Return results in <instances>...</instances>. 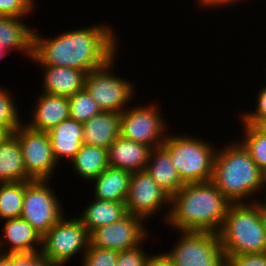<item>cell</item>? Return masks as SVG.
I'll return each instance as SVG.
<instances>
[{
	"mask_svg": "<svg viewBox=\"0 0 266 266\" xmlns=\"http://www.w3.org/2000/svg\"><path fill=\"white\" fill-rule=\"evenodd\" d=\"M100 23L45 38L34 30L32 62L75 68L89 73L117 55L118 36L112 26ZM114 31V32H113Z\"/></svg>",
	"mask_w": 266,
	"mask_h": 266,
	"instance_id": "6da1fadb",
	"label": "cell"
},
{
	"mask_svg": "<svg viewBox=\"0 0 266 266\" xmlns=\"http://www.w3.org/2000/svg\"><path fill=\"white\" fill-rule=\"evenodd\" d=\"M231 204L212 181L186 183L170 197L165 223L177 231L218 233Z\"/></svg>",
	"mask_w": 266,
	"mask_h": 266,
	"instance_id": "7a4b0ae2",
	"label": "cell"
},
{
	"mask_svg": "<svg viewBox=\"0 0 266 266\" xmlns=\"http://www.w3.org/2000/svg\"><path fill=\"white\" fill-rule=\"evenodd\" d=\"M211 181L232 204L261 200L255 196L263 191L262 170L239 139L217 148Z\"/></svg>",
	"mask_w": 266,
	"mask_h": 266,
	"instance_id": "3957f363",
	"label": "cell"
},
{
	"mask_svg": "<svg viewBox=\"0 0 266 266\" xmlns=\"http://www.w3.org/2000/svg\"><path fill=\"white\" fill-rule=\"evenodd\" d=\"M225 258L266 252V213L260 201L231 204L218 232Z\"/></svg>",
	"mask_w": 266,
	"mask_h": 266,
	"instance_id": "277c9868",
	"label": "cell"
},
{
	"mask_svg": "<svg viewBox=\"0 0 266 266\" xmlns=\"http://www.w3.org/2000/svg\"><path fill=\"white\" fill-rule=\"evenodd\" d=\"M187 135L168 133L162 146L170 153L185 184L211 181L217 148L201 138Z\"/></svg>",
	"mask_w": 266,
	"mask_h": 266,
	"instance_id": "5b68a950",
	"label": "cell"
},
{
	"mask_svg": "<svg viewBox=\"0 0 266 266\" xmlns=\"http://www.w3.org/2000/svg\"><path fill=\"white\" fill-rule=\"evenodd\" d=\"M66 218L63 216L41 238L40 252L52 266H66L79 252L83 256L90 244V234L80 219Z\"/></svg>",
	"mask_w": 266,
	"mask_h": 266,
	"instance_id": "8992f818",
	"label": "cell"
},
{
	"mask_svg": "<svg viewBox=\"0 0 266 266\" xmlns=\"http://www.w3.org/2000/svg\"><path fill=\"white\" fill-rule=\"evenodd\" d=\"M117 57L105 66L87 73L85 79V89L105 112L122 113L130 105L128 102L136 96L134 84L112 72Z\"/></svg>",
	"mask_w": 266,
	"mask_h": 266,
	"instance_id": "52a82bcc",
	"label": "cell"
},
{
	"mask_svg": "<svg viewBox=\"0 0 266 266\" xmlns=\"http://www.w3.org/2000/svg\"><path fill=\"white\" fill-rule=\"evenodd\" d=\"M179 239L165 253L176 266H221L224 256L218 233L208 231H177Z\"/></svg>",
	"mask_w": 266,
	"mask_h": 266,
	"instance_id": "ba28073f",
	"label": "cell"
},
{
	"mask_svg": "<svg viewBox=\"0 0 266 266\" xmlns=\"http://www.w3.org/2000/svg\"><path fill=\"white\" fill-rule=\"evenodd\" d=\"M140 105L128 107L121 113L120 135L151 149L162 146L166 133L170 132H166L169 124L159 110L161 108L153 103Z\"/></svg>",
	"mask_w": 266,
	"mask_h": 266,
	"instance_id": "9c48e42d",
	"label": "cell"
},
{
	"mask_svg": "<svg viewBox=\"0 0 266 266\" xmlns=\"http://www.w3.org/2000/svg\"><path fill=\"white\" fill-rule=\"evenodd\" d=\"M48 180H31L25 187L20 218L28 221L42 237L63 216V206Z\"/></svg>",
	"mask_w": 266,
	"mask_h": 266,
	"instance_id": "30bf717a",
	"label": "cell"
},
{
	"mask_svg": "<svg viewBox=\"0 0 266 266\" xmlns=\"http://www.w3.org/2000/svg\"><path fill=\"white\" fill-rule=\"evenodd\" d=\"M14 134L20 142L26 174L32 180H50L59 164L48 133L32 130L23 123Z\"/></svg>",
	"mask_w": 266,
	"mask_h": 266,
	"instance_id": "8fae6325",
	"label": "cell"
},
{
	"mask_svg": "<svg viewBox=\"0 0 266 266\" xmlns=\"http://www.w3.org/2000/svg\"><path fill=\"white\" fill-rule=\"evenodd\" d=\"M127 213L145 221L165 209V221L170 209V196L156 183L146 170L132 172L126 198ZM165 206V207H164Z\"/></svg>",
	"mask_w": 266,
	"mask_h": 266,
	"instance_id": "7c38bea8",
	"label": "cell"
},
{
	"mask_svg": "<svg viewBox=\"0 0 266 266\" xmlns=\"http://www.w3.org/2000/svg\"><path fill=\"white\" fill-rule=\"evenodd\" d=\"M146 222L139 216L127 213L114 223L97 228L90 233V245L98 248L124 251L150 239ZM147 238V239H146Z\"/></svg>",
	"mask_w": 266,
	"mask_h": 266,
	"instance_id": "4fadbf2b",
	"label": "cell"
},
{
	"mask_svg": "<svg viewBox=\"0 0 266 266\" xmlns=\"http://www.w3.org/2000/svg\"><path fill=\"white\" fill-rule=\"evenodd\" d=\"M37 98V105H33L34 110L31 111L32 118L25 123L28 128L48 132L70 117L68 97L43 92Z\"/></svg>",
	"mask_w": 266,
	"mask_h": 266,
	"instance_id": "5bb4252c",
	"label": "cell"
},
{
	"mask_svg": "<svg viewBox=\"0 0 266 266\" xmlns=\"http://www.w3.org/2000/svg\"><path fill=\"white\" fill-rule=\"evenodd\" d=\"M2 236L0 237V248L7 245L6 254L32 253L41 251V236L34 230L32 225L22 219L15 218L4 220ZM6 243H5V242Z\"/></svg>",
	"mask_w": 266,
	"mask_h": 266,
	"instance_id": "9a60e30c",
	"label": "cell"
},
{
	"mask_svg": "<svg viewBox=\"0 0 266 266\" xmlns=\"http://www.w3.org/2000/svg\"><path fill=\"white\" fill-rule=\"evenodd\" d=\"M37 66L44 68V73L42 75V92L70 97L76 92L85 89V79L87 75L85 71L58 66Z\"/></svg>",
	"mask_w": 266,
	"mask_h": 266,
	"instance_id": "2e32d148",
	"label": "cell"
},
{
	"mask_svg": "<svg viewBox=\"0 0 266 266\" xmlns=\"http://www.w3.org/2000/svg\"><path fill=\"white\" fill-rule=\"evenodd\" d=\"M150 152V147L120 135L108 148L109 167L130 172L145 170Z\"/></svg>",
	"mask_w": 266,
	"mask_h": 266,
	"instance_id": "e0dca14e",
	"label": "cell"
},
{
	"mask_svg": "<svg viewBox=\"0 0 266 266\" xmlns=\"http://www.w3.org/2000/svg\"><path fill=\"white\" fill-rule=\"evenodd\" d=\"M47 133L57 163L61 158L71 161L83 145V123L70 117Z\"/></svg>",
	"mask_w": 266,
	"mask_h": 266,
	"instance_id": "ac0fdd59",
	"label": "cell"
},
{
	"mask_svg": "<svg viewBox=\"0 0 266 266\" xmlns=\"http://www.w3.org/2000/svg\"><path fill=\"white\" fill-rule=\"evenodd\" d=\"M121 113L105 112L83 123V143L107 149L120 136Z\"/></svg>",
	"mask_w": 266,
	"mask_h": 266,
	"instance_id": "d6986e66",
	"label": "cell"
},
{
	"mask_svg": "<svg viewBox=\"0 0 266 266\" xmlns=\"http://www.w3.org/2000/svg\"><path fill=\"white\" fill-rule=\"evenodd\" d=\"M23 21V18L0 15V44L8 53L19 50L28 59H31L33 57L34 30Z\"/></svg>",
	"mask_w": 266,
	"mask_h": 266,
	"instance_id": "ffe728a7",
	"label": "cell"
},
{
	"mask_svg": "<svg viewBox=\"0 0 266 266\" xmlns=\"http://www.w3.org/2000/svg\"><path fill=\"white\" fill-rule=\"evenodd\" d=\"M145 170L170 197L185 185L163 146L151 149Z\"/></svg>",
	"mask_w": 266,
	"mask_h": 266,
	"instance_id": "44dd1931",
	"label": "cell"
},
{
	"mask_svg": "<svg viewBox=\"0 0 266 266\" xmlns=\"http://www.w3.org/2000/svg\"><path fill=\"white\" fill-rule=\"evenodd\" d=\"M132 172L125 169L107 167L98 177L92 179L98 200L126 202Z\"/></svg>",
	"mask_w": 266,
	"mask_h": 266,
	"instance_id": "7402d4cb",
	"label": "cell"
},
{
	"mask_svg": "<svg viewBox=\"0 0 266 266\" xmlns=\"http://www.w3.org/2000/svg\"><path fill=\"white\" fill-rule=\"evenodd\" d=\"M31 180L25 171L19 139L12 133L0 144V183Z\"/></svg>",
	"mask_w": 266,
	"mask_h": 266,
	"instance_id": "603a6c76",
	"label": "cell"
},
{
	"mask_svg": "<svg viewBox=\"0 0 266 266\" xmlns=\"http://www.w3.org/2000/svg\"><path fill=\"white\" fill-rule=\"evenodd\" d=\"M93 199L89 205L85 206L84 211L78 215L89 234L99 227L118 221L127 214L124 202Z\"/></svg>",
	"mask_w": 266,
	"mask_h": 266,
	"instance_id": "cb8c5ba5",
	"label": "cell"
},
{
	"mask_svg": "<svg viewBox=\"0 0 266 266\" xmlns=\"http://www.w3.org/2000/svg\"><path fill=\"white\" fill-rule=\"evenodd\" d=\"M70 162L72 163L71 167H73L78 176L90 182L109 167L108 150L83 143Z\"/></svg>",
	"mask_w": 266,
	"mask_h": 266,
	"instance_id": "d4e9b609",
	"label": "cell"
},
{
	"mask_svg": "<svg viewBox=\"0 0 266 266\" xmlns=\"http://www.w3.org/2000/svg\"><path fill=\"white\" fill-rule=\"evenodd\" d=\"M30 181L0 183V220L20 218L24 191Z\"/></svg>",
	"mask_w": 266,
	"mask_h": 266,
	"instance_id": "484cf974",
	"label": "cell"
},
{
	"mask_svg": "<svg viewBox=\"0 0 266 266\" xmlns=\"http://www.w3.org/2000/svg\"><path fill=\"white\" fill-rule=\"evenodd\" d=\"M243 139L239 141L249 151L251 158L256 165L263 171L266 169V134L256 125L241 123Z\"/></svg>",
	"mask_w": 266,
	"mask_h": 266,
	"instance_id": "4316f807",
	"label": "cell"
},
{
	"mask_svg": "<svg viewBox=\"0 0 266 266\" xmlns=\"http://www.w3.org/2000/svg\"><path fill=\"white\" fill-rule=\"evenodd\" d=\"M69 116L80 123L87 122L91 117L102 112L97 102L91 97L86 89L76 92L68 97Z\"/></svg>",
	"mask_w": 266,
	"mask_h": 266,
	"instance_id": "83f0119b",
	"label": "cell"
},
{
	"mask_svg": "<svg viewBox=\"0 0 266 266\" xmlns=\"http://www.w3.org/2000/svg\"><path fill=\"white\" fill-rule=\"evenodd\" d=\"M10 91L0 86V126L14 133L24 122L21 121L17 103Z\"/></svg>",
	"mask_w": 266,
	"mask_h": 266,
	"instance_id": "f1b7e54d",
	"label": "cell"
},
{
	"mask_svg": "<svg viewBox=\"0 0 266 266\" xmlns=\"http://www.w3.org/2000/svg\"><path fill=\"white\" fill-rule=\"evenodd\" d=\"M120 252L107 248H98L89 244L83 255L82 266H116Z\"/></svg>",
	"mask_w": 266,
	"mask_h": 266,
	"instance_id": "f546056e",
	"label": "cell"
},
{
	"mask_svg": "<svg viewBox=\"0 0 266 266\" xmlns=\"http://www.w3.org/2000/svg\"><path fill=\"white\" fill-rule=\"evenodd\" d=\"M37 5L35 0H0V15L24 18L31 15Z\"/></svg>",
	"mask_w": 266,
	"mask_h": 266,
	"instance_id": "4dcf8cb0",
	"label": "cell"
},
{
	"mask_svg": "<svg viewBox=\"0 0 266 266\" xmlns=\"http://www.w3.org/2000/svg\"><path fill=\"white\" fill-rule=\"evenodd\" d=\"M144 251L142 244L120 251L116 266H147L150 255Z\"/></svg>",
	"mask_w": 266,
	"mask_h": 266,
	"instance_id": "1f68e13d",
	"label": "cell"
},
{
	"mask_svg": "<svg viewBox=\"0 0 266 266\" xmlns=\"http://www.w3.org/2000/svg\"><path fill=\"white\" fill-rule=\"evenodd\" d=\"M257 101L255 111L242 112L241 121L245 124L257 125L260 121L266 120V86L259 88V92L256 95Z\"/></svg>",
	"mask_w": 266,
	"mask_h": 266,
	"instance_id": "d6a6232c",
	"label": "cell"
},
{
	"mask_svg": "<svg viewBox=\"0 0 266 266\" xmlns=\"http://www.w3.org/2000/svg\"><path fill=\"white\" fill-rule=\"evenodd\" d=\"M7 266H52L40 251L32 253L8 254Z\"/></svg>",
	"mask_w": 266,
	"mask_h": 266,
	"instance_id": "836d02e7",
	"label": "cell"
},
{
	"mask_svg": "<svg viewBox=\"0 0 266 266\" xmlns=\"http://www.w3.org/2000/svg\"><path fill=\"white\" fill-rule=\"evenodd\" d=\"M226 260L233 266H266V252L229 256Z\"/></svg>",
	"mask_w": 266,
	"mask_h": 266,
	"instance_id": "e575fe53",
	"label": "cell"
},
{
	"mask_svg": "<svg viewBox=\"0 0 266 266\" xmlns=\"http://www.w3.org/2000/svg\"><path fill=\"white\" fill-rule=\"evenodd\" d=\"M147 266H176L173 260L165 253L152 255L147 262Z\"/></svg>",
	"mask_w": 266,
	"mask_h": 266,
	"instance_id": "d590c367",
	"label": "cell"
},
{
	"mask_svg": "<svg viewBox=\"0 0 266 266\" xmlns=\"http://www.w3.org/2000/svg\"><path fill=\"white\" fill-rule=\"evenodd\" d=\"M200 7L205 9L224 8L225 6H232V4L240 3L241 0H197ZM244 1V0H243ZM207 7V8H206Z\"/></svg>",
	"mask_w": 266,
	"mask_h": 266,
	"instance_id": "8d00e7d4",
	"label": "cell"
},
{
	"mask_svg": "<svg viewBox=\"0 0 266 266\" xmlns=\"http://www.w3.org/2000/svg\"><path fill=\"white\" fill-rule=\"evenodd\" d=\"M11 133L6 129L0 126V144L10 135Z\"/></svg>",
	"mask_w": 266,
	"mask_h": 266,
	"instance_id": "74e56055",
	"label": "cell"
},
{
	"mask_svg": "<svg viewBox=\"0 0 266 266\" xmlns=\"http://www.w3.org/2000/svg\"><path fill=\"white\" fill-rule=\"evenodd\" d=\"M8 265V254L0 252V266Z\"/></svg>",
	"mask_w": 266,
	"mask_h": 266,
	"instance_id": "f35d334b",
	"label": "cell"
},
{
	"mask_svg": "<svg viewBox=\"0 0 266 266\" xmlns=\"http://www.w3.org/2000/svg\"><path fill=\"white\" fill-rule=\"evenodd\" d=\"M256 126L266 134V120L260 121Z\"/></svg>",
	"mask_w": 266,
	"mask_h": 266,
	"instance_id": "ab89813d",
	"label": "cell"
},
{
	"mask_svg": "<svg viewBox=\"0 0 266 266\" xmlns=\"http://www.w3.org/2000/svg\"><path fill=\"white\" fill-rule=\"evenodd\" d=\"M5 56H11L0 44V59L4 58Z\"/></svg>",
	"mask_w": 266,
	"mask_h": 266,
	"instance_id": "60d3db41",
	"label": "cell"
},
{
	"mask_svg": "<svg viewBox=\"0 0 266 266\" xmlns=\"http://www.w3.org/2000/svg\"><path fill=\"white\" fill-rule=\"evenodd\" d=\"M263 175V189L266 191V169L262 171Z\"/></svg>",
	"mask_w": 266,
	"mask_h": 266,
	"instance_id": "b9f144b4",
	"label": "cell"
},
{
	"mask_svg": "<svg viewBox=\"0 0 266 266\" xmlns=\"http://www.w3.org/2000/svg\"><path fill=\"white\" fill-rule=\"evenodd\" d=\"M263 198H265V199L260 200V202L263 204V207H264V210H265V213H266V195H264Z\"/></svg>",
	"mask_w": 266,
	"mask_h": 266,
	"instance_id": "7bdbcfd3",
	"label": "cell"
},
{
	"mask_svg": "<svg viewBox=\"0 0 266 266\" xmlns=\"http://www.w3.org/2000/svg\"><path fill=\"white\" fill-rule=\"evenodd\" d=\"M221 266H233L228 260H226Z\"/></svg>",
	"mask_w": 266,
	"mask_h": 266,
	"instance_id": "ee69618b",
	"label": "cell"
}]
</instances>
